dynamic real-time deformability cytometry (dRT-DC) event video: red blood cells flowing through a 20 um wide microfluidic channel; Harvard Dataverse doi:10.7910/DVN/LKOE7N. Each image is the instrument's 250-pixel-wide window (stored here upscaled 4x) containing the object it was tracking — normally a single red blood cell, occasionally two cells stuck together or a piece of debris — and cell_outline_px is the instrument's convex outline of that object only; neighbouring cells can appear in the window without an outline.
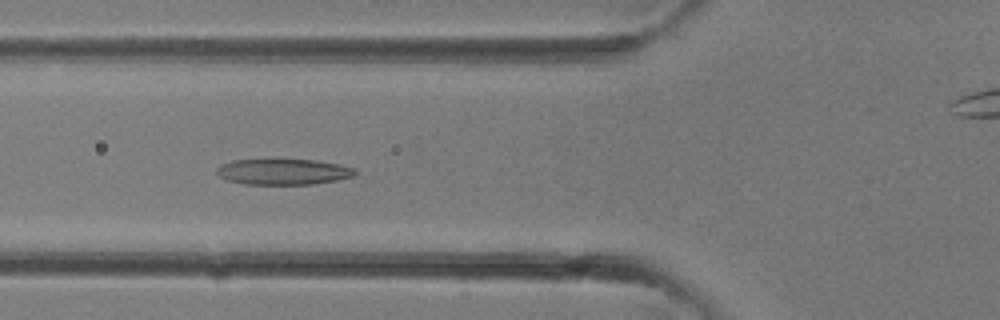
{"species": "common noctule bat (a hibernating species)", "species_latin": "Nyctalus noctula", "temperature_condition": "room temperature", "stored_images_in_passage": 33, "camera_frame_rate_fps": 3000, "um_per_image_px": 0.085, "animal": {"sex": "female"}, "frame": {"image": 1, "passage_image": 12, "time_ms": 3.667, "image_size_px": [1000, 320], "cell_outline_px": [[356, 172], [352, 176], [336, 180], [312, 184], [244, 184], [228, 180], [220, 176], [216, 172], [216, 168], [220, 164], [232, 160], [316, 160], [340, 164], [356, 168]], "centroid_in_image_um": [24.07, 14.59], "position_along_channel_um": 101.7, "area_um2": 20.69}}
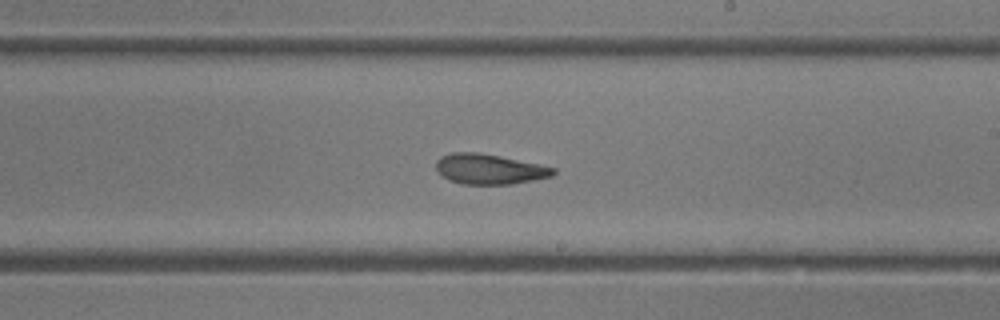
{"frame": {"image": 2, "passage_image": 19, "time_ms": 6.0, "image_size_px": [1000, 320], "cell_outline_px": [[556, 172], [552, 176], [512, 184], [460, 184], [448, 180], [436, 168], [436, 160], [440, 156], [452, 152], [480, 152], [540, 164], [556, 168]], "centroid_in_image_um": [41.59, 14.36], "position_along_channel_um": 247.4, "area_um2": 20.69}}
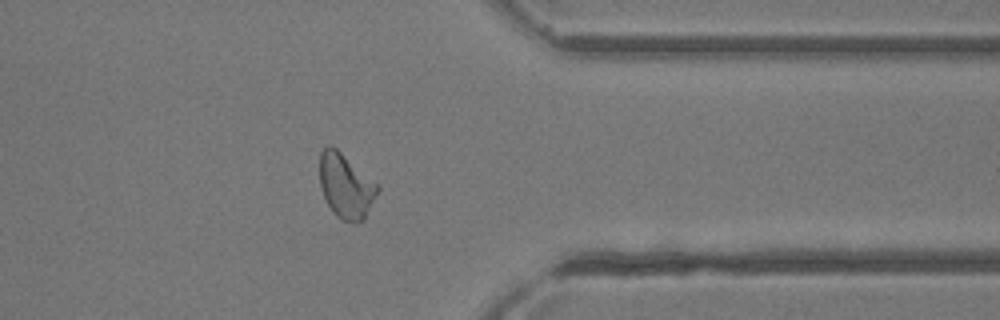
{"frame": {"image": 3, "passage_image": 26, "time_ms": 8.333, "image_size_px": [1000, 320], "cell_outline_px": [[380, 188], [364, 220], [356, 224], [344, 220], [336, 216], [332, 212], [324, 196], [320, 184], [320, 152], [328, 144], [336, 148], [380, 184]], "centroid_in_image_um": [29.42, 15.81], "position_along_channel_um": 382.0, "area_um2": 21.96}}